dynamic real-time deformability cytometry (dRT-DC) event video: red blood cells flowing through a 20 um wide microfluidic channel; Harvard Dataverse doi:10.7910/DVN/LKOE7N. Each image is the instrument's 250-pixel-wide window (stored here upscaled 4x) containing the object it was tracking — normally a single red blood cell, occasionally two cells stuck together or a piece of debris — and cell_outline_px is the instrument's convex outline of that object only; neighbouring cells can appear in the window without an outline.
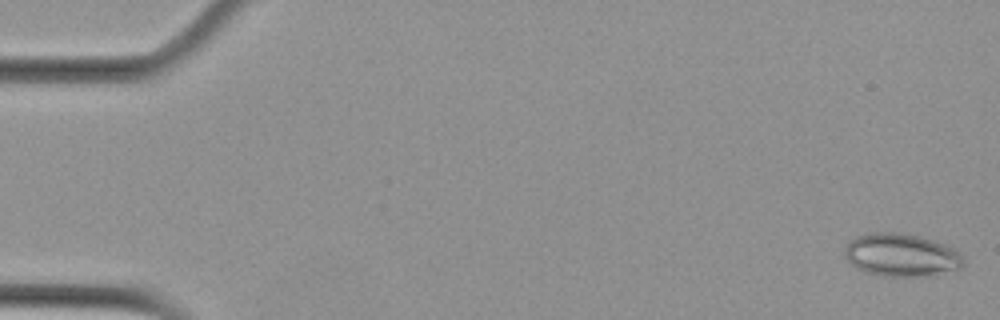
{"species": "Egyptian fruit bat (a non-hibernating species)", "species_latin": "Rousettus aegyptiacus", "temperature_condition": "cold", "stored_images_in_passage": 57, "camera_frame_rate_fps": 3000, "um_per_image_px": 0.085, "animal": {"sex": "female"}, "frame": {"image": 1, "passage_image": 2, "time_ms": 0.333, "image_size_px": [1000, 320], "cell_outline_px": [[964, 264], [960, 268], [924, 276], [888, 276], [868, 272], [852, 264], [848, 260], [844, 252], [844, 248], [856, 236], [872, 232], [900, 232], [932, 240], [944, 244], [960, 252], [964, 260]], "centroid_in_image_um": [76.62, 21.66], "position_along_channel_um": 8.4, "area_um2": 29.19}}
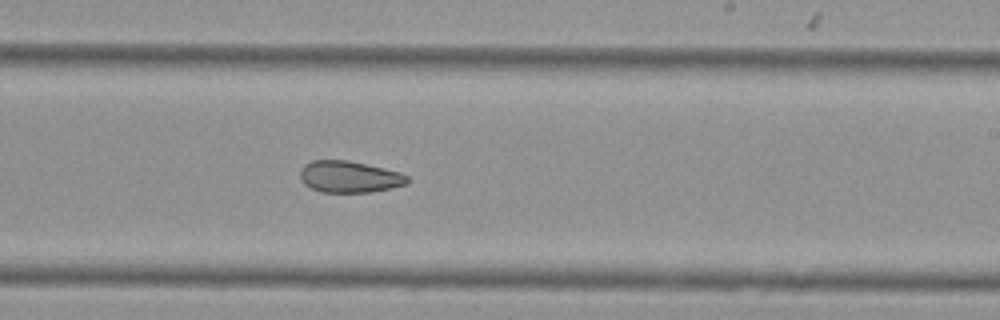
{"frame": {"image": 2, "passage_image": 35, "time_ms": 11.333, "image_size_px": [1000, 320], "cell_outline_px": [[408, 184], [392, 188], [372, 192], [320, 192], [304, 184], [300, 176], [300, 172], [304, 164], [312, 160], [348, 160], [384, 168], [400, 172], [408, 176]], "centroid_in_image_um": [29.71, 15.03], "position_along_channel_um": 259.3, "area_um2": 19.83}}
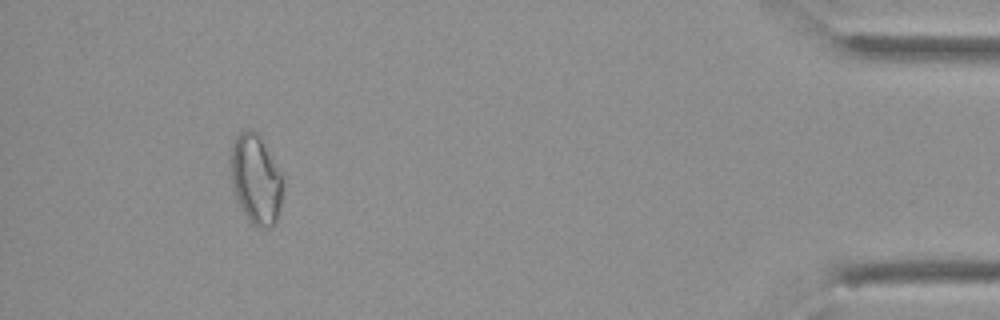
{"frame": {"image": 3, "passage_image": 53, "time_ms": 17.333, "image_size_px": [1000, 320], "cell_outline_px": [[280, 204], [276, 224], [272, 228], [256, 228], [248, 220], [232, 188], [232, 144], [236, 136], [240, 132], [248, 128], [252, 128], [256, 132], [280, 172]], "centroid_in_image_um": [21.72, 15.28], "position_along_channel_um": 413.5, "area_um2": 26.36}, "authors_computed_cell_mechanics": {"area_um2": 24.3916, "velocity_mm_per_s": 3.6114, "shape_relaxation_time_tau1_ms": null, "shape_relaxation_time_tau2_ms": 5.8108, "deformation_change_tau1": null, "deformation_change_tau2": 0.1137}}